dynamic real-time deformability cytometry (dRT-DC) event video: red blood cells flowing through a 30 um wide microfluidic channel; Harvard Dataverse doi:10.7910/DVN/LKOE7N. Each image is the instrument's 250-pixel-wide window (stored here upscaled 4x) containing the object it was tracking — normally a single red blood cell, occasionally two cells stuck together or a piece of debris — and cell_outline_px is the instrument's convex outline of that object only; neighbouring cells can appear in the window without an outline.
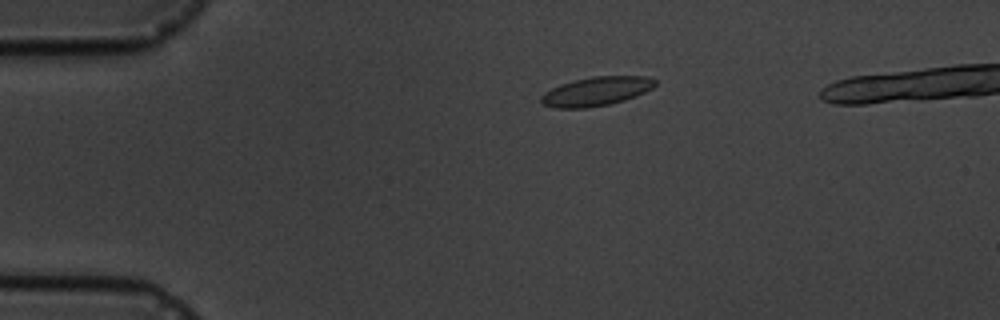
{"species": "common noctule bat (a hibernating species)", "species_latin": "Nyctalus noctula", "temperature_condition": "cold", "stored_images_in_passage": 7, "camera_frame_rate_fps": 3000, "um_per_image_px": 0.085, "animal": {"sex": "male", "body_mass_g": 19.5, "forearm_length_mm": 54.6}, "frame": {"image": 1, "passage_image": 3, "time_ms": 2.333, "image_size_px": [1000, 320], "cell_outline_px": [[656, 84], [652, 88], [636, 96], [624, 100], [608, 104], [588, 108], [556, 108], [544, 104], [540, 100], [540, 96], [544, 92], [560, 84], [572, 80], [592, 76], [648, 76], [656, 80]], "centroid_in_image_um": [50.67, 7.75], "position_along_channel_um": 34.3, "area_um2": 19.31}}
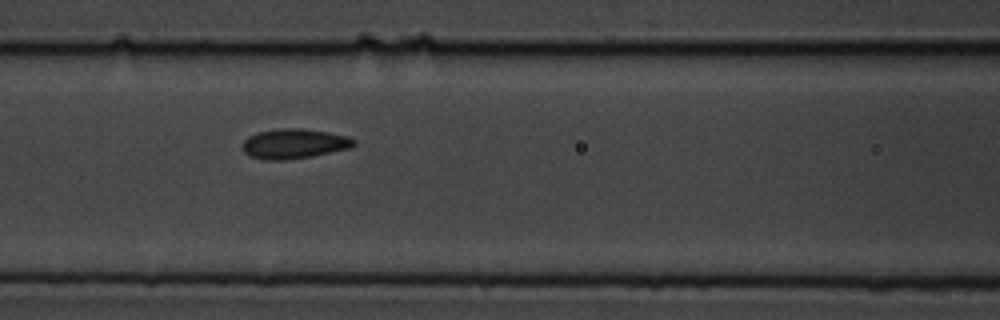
{"frame": {"image": 2, "passage_image": 6, "time_ms": 6.667, "image_size_px": [1000, 320], "cell_outline_px": [[356, 144], [352, 148], [312, 156], [284, 160], [264, 160], [248, 156], [240, 148], [244, 140], [248, 136], [256, 132], [276, 128], [300, 128], [328, 132], [348, 136], [356, 140]], "centroid_in_image_um": [24.97, 12.21], "position_along_channel_um": 141.6, "area_um2": 19.77}}
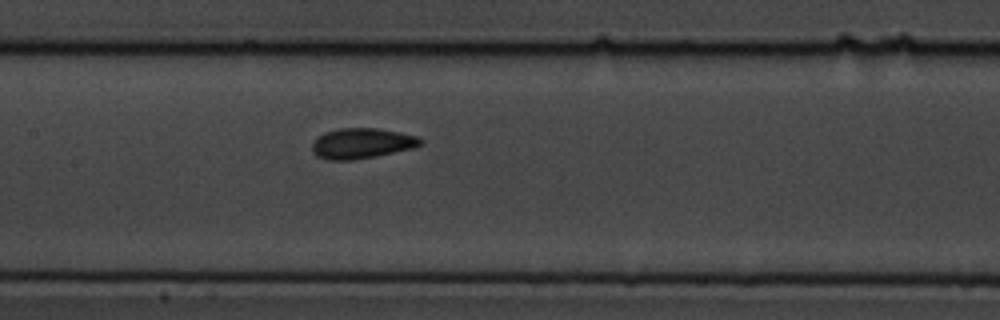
{"frame": {"image": 3, "passage_image": 7, "time_ms": 7.667, "image_size_px": [1000, 320], "cell_outline_px": [[424, 140], [420, 144], [412, 148], [376, 156], [352, 160], [328, 160], [316, 156], [312, 152], [312, 144], [316, 136], [324, 132], [340, 128], [376, 128], [400, 132], [416, 136]], "centroid_in_image_um": [30.7, 12.18], "position_along_channel_um": 176.7, "area_um2": 19.25}}